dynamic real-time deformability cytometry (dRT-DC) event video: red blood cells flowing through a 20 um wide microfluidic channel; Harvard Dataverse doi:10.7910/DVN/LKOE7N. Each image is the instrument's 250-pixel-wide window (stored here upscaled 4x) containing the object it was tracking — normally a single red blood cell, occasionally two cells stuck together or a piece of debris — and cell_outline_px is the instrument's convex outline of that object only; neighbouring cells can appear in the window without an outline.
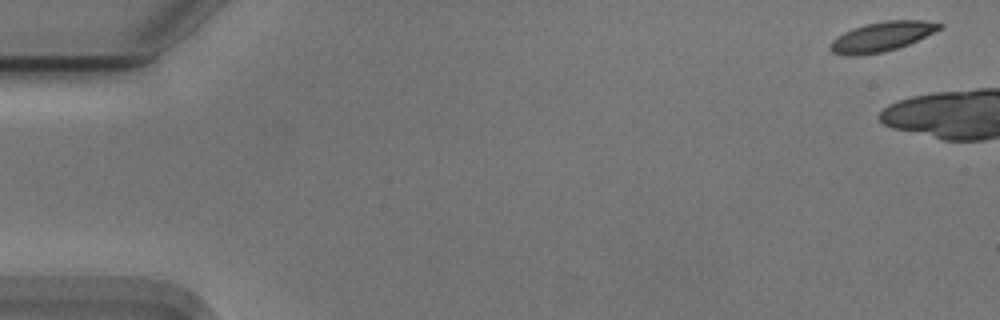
{"species": "Egyptian fruit bat (a non-hibernating species)", "species_latin": "Rousettus aegyptiacus", "temperature_condition": "cold", "stored_images_in_passage": 7, "camera_frame_rate_fps": 3000, "um_per_image_px": 0.085, "animal": {"sex": "male"}, "frame": {"image": 1, "passage_image": 1, "time_ms": 0.0, "image_size_px": [1000, 320], "cell_outline_px": [[944, 28], [908, 44], [884, 52], [856, 56], [844, 56], [832, 52], [828, 48], [828, 44], [836, 36], [852, 28], [864, 24], [884, 20], [924, 20], [944, 24]], "centroid_in_image_um": [74.92, 3.11], "position_along_channel_um": 10.1, "area_um2": 19.19}}